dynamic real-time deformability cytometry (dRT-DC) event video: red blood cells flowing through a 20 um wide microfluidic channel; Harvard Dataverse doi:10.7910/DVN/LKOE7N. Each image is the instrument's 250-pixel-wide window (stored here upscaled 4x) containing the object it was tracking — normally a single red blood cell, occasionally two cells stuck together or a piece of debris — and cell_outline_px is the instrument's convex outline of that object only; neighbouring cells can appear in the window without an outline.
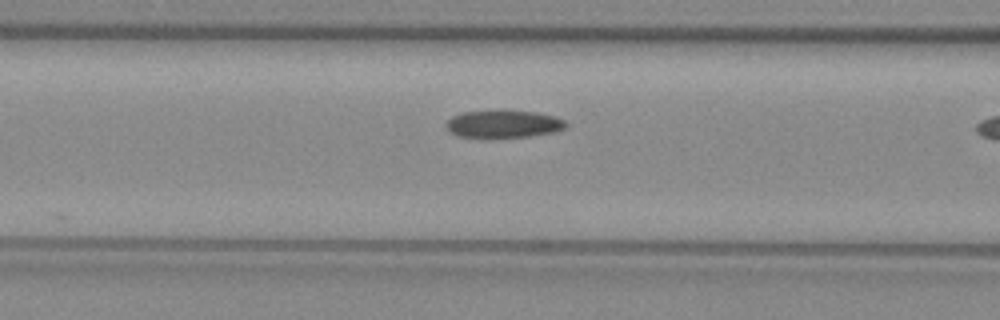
{"species": "common noctule bat (a hibernating species)", "species_latin": "Nyctalus noctula", "temperature_condition": "warm", "stored_images_in_passage": 11, "camera_frame_rate_fps": 3000, "um_per_image_px": 0.085, "animal": {"sex": "female", "body_mass_g": 29.2, "forearm_length_mm": 56.3}, "frame": {"image": 1, "passage_image": 10, "time_ms": 3.0, "image_size_px": [1000, 320], "cell_outline_px": [[568, 124], [564, 128], [556, 132], [528, 136], [460, 136], [452, 132], [444, 124], [452, 116], [460, 112], [504, 108], [536, 112], [556, 116], [564, 120]], "centroid_in_image_um": [42.83, 10.47], "position_along_channel_um": 123.8, "area_um2": 19.48}}